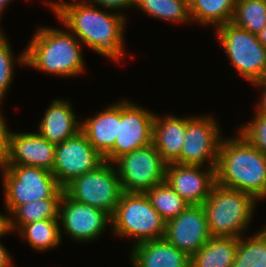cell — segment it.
Here are the masks:
<instances>
[{"mask_svg": "<svg viewBox=\"0 0 266 267\" xmlns=\"http://www.w3.org/2000/svg\"><path fill=\"white\" fill-rule=\"evenodd\" d=\"M104 162L86 135L80 130L75 136L55 146L52 174L64 188L74 178L95 170Z\"/></svg>", "mask_w": 266, "mask_h": 267, "instance_id": "obj_12", "label": "cell"}, {"mask_svg": "<svg viewBox=\"0 0 266 267\" xmlns=\"http://www.w3.org/2000/svg\"><path fill=\"white\" fill-rule=\"evenodd\" d=\"M155 113L127 100L119 102V134L104 161L113 163L123 154L153 143Z\"/></svg>", "mask_w": 266, "mask_h": 267, "instance_id": "obj_11", "label": "cell"}, {"mask_svg": "<svg viewBox=\"0 0 266 267\" xmlns=\"http://www.w3.org/2000/svg\"><path fill=\"white\" fill-rule=\"evenodd\" d=\"M216 184L266 199V154L241 133L222 138L215 168Z\"/></svg>", "mask_w": 266, "mask_h": 267, "instance_id": "obj_2", "label": "cell"}, {"mask_svg": "<svg viewBox=\"0 0 266 267\" xmlns=\"http://www.w3.org/2000/svg\"><path fill=\"white\" fill-rule=\"evenodd\" d=\"M12 0H0V14L3 13V9L7 8L8 4L11 3Z\"/></svg>", "mask_w": 266, "mask_h": 267, "instance_id": "obj_37", "label": "cell"}, {"mask_svg": "<svg viewBox=\"0 0 266 267\" xmlns=\"http://www.w3.org/2000/svg\"><path fill=\"white\" fill-rule=\"evenodd\" d=\"M95 7L79 0L65 2L55 15L82 45L120 63L126 51L124 28L127 19L120 12L111 13Z\"/></svg>", "mask_w": 266, "mask_h": 267, "instance_id": "obj_1", "label": "cell"}, {"mask_svg": "<svg viewBox=\"0 0 266 267\" xmlns=\"http://www.w3.org/2000/svg\"><path fill=\"white\" fill-rule=\"evenodd\" d=\"M241 133L254 147L266 154V114L256 112L254 118L241 125Z\"/></svg>", "mask_w": 266, "mask_h": 267, "instance_id": "obj_30", "label": "cell"}, {"mask_svg": "<svg viewBox=\"0 0 266 267\" xmlns=\"http://www.w3.org/2000/svg\"><path fill=\"white\" fill-rule=\"evenodd\" d=\"M55 146L38 132L14 133V131H9L7 157L4 165L34 166L52 171Z\"/></svg>", "mask_w": 266, "mask_h": 267, "instance_id": "obj_16", "label": "cell"}, {"mask_svg": "<svg viewBox=\"0 0 266 267\" xmlns=\"http://www.w3.org/2000/svg\"><path fill=\"white\" fill-rule=\"evenodd\" d=\"M219 128L216 119L210 114L203 117L188 116L181 155L175 163L216 167L223 138Z\"/></svg>", "mask_w": 266, "mask_h": 267, "instance_id": "obj_10", "label": "cell"}, {"mask_svg": "<svg viewBox=\"0 0 266 267\" xmlns=\"http://www.w3.org/2000/svg\"><path fill=\"white\" fill-rule=\"evenodd\" d=\"M258 200L245 192L215 184L202 204L210 236L239 238L244 236Z\"/></svg>", "mask_w": 266, "mask_h": 267, "instance_id": "obj_4", "label": "cell"}, {"mask_svg": "<svg viewBox=\"0 0 266 267\" xmlns=\"http://www.w3.org/2000/svg\"><path fill=\"white\" fill-rule=\"evenodd\" d=\"M64 192L71 199L112 216L123 191L113 163L104 161L95 170L74 178Z\"/></svg>", "mask_w": 266, "mask_h": 267, "instance_id": "obj_8", "label": "cell"}, {"mask_svg": "<svg viewBox=\"0 0 266 267\" xmlns=\"http://www.w3.org/2000/svg\"><path fill=\"white\" fill-rule=\"evenodd\" d=\"M61 199H42L30 201L19 205L12 213L11 217L1 214L3 224L12 232L20 230L24 225L44 219H58L59 205Z\"/></svg>", "mask_w": 266, "mask_h": 267, "instance_id": "obj_22", "label": "cell"}, {"mask_svg": "<svg viewBox=\"0 0 266 267\" xmlns=\"http://www.w3.org/2000/svg\"><path fill=\"white\" fill-rule=\"evenodd\" d=\"M237 0H190V17L200 25H220L230 23Z\"/></svg>", "mask_w": 266, "mask_h": 267, "instance_id": "obj_23", "label": "cell"}, {"mask_svg": "<svg viewBox=\"0 0 266 267\" xmlns=\"http://www.w3.org/2000/svg\"><path fill=\"white\" fill-rule=\"evenodd\" d=\"M133 7L160 20L192 22L188 0H134Z\"/></svg>", "mask_w": 266, "mask_h": 267, "instance_id": "obj_25", "label": "cell"}, {"mask_svg": "<svg viewBox=\"0 0 266 267\" xmlns=\"http://www.w3.org/2000/svg\"><path fill=\"white\" fill-rule=\"evenodd\" d=\"M203 168L200 165L167 164L165 181L189 205H202L216 184V167Z\"/></svg>", "mask_w": 266, "mask_h": 267, "instance_id": "obj_15", "label": "cell"}, {"mask_svg": "<svg viewBox=\"0 0 266 267\" xmlns=\"http://www.w3.org/2000/svg\"><path fill=\"white\" fill-rule=\"evenodd\" d=\"M238 238L211 236L209 241L190 257V267H232Z\"/></svg>", "mask_w": 266, "mask_h": 267, "instance_id": "obj_21", "label": "cell"}, {"mask_svg": "<svg viewBox=\"0 0 266 267\" xmlns=\"http://www.w3.org/2000/svg\"><path fill=\"white\" fill-rule=\"evenodd\" d=\"M245 237L238 238L232 267H266V228L250 238Z\"/></svg>", "mask_w": 266, "mask_h": 267, "instance_id": "obj_27", "label": "cell"}, {"mask_svg": "<svg viewBox=\"0 0 266 267\" xmlns=\"http://www.w3.org/2000/svg\"><path fill=\"white\" fill-rule=\"evenodd\" d=\"M187 117L155 114L153 144L167 164L175 163L181 155L186 132Z\"/></svg>", "mask_w": 266, "mask_h": 267, "instance_id": "obj_20", "label": "cell"}, {"mask_svg": "<svg viewBox=\"0 0 266 267\" xmlns=\"http://www.w3.org/2000/svg\"><path fill=\"white\" fill-rule=\"evenodd\" d=\"M82 2H85L87 4H98V6H101V8H106L108 11L114 10L119 11L120 8L127 9L132 8L134 6V0H82Z\"/></svg>", "mask_w": 266, "mask_h": 267, "instance_id": "obj_31", "label": "cell"}, {"mask_svg": "<svg viewBox=\"0 0 266 267\" xmlns=\"http://www.w3.org/2000/svg\"><path fill=\"white\" fill-rule=\"evenodd\" d=\"M0 110V169L4 166L7 157V144L9 129L5 124V118Z\"/></svg>", "mask_w": 266, "mask_h": 267, "instance_id": "obj_32", "label": "cell"}, {"mask_svg": "<svg viewBox=\"0 0 266 267\" xmlns=\"http://www.w3.org/2000/svg\"><path fill=\"white\" fill-rule=\"evenodd\" d=\"M60 231L64 230L68 237L80 242L98 239L107 225L111 224V216L105 211L71 199L63 193L59 205ZM109 223V224H108Z\"/></svg>", "mask_w": 266, "mask_h": 267, "instance_id": "obj_13", "label": "cell"}, {"mask_svg": "<svg viewBox=\"0 0 266 267\" xmlns=\"http://www.w3.org/2000/svg\"><path fill=\"white\" fill-rule=\"evenodd\" d=\"M259 42L266 48V26L257 35Z\"/></svg>", "mask_w": 266, "mask_h": 267, "instance_id": "obj_36", "label": "cell"}, {"mask_svg": "<svg viewBox=\"0 0 266 267\" xmlns=\"http://www.w3.org/2000/svg\"><path fill=\"white\" fill-rule=\"evenodd\" d=\"M253 85L263 88V92L260 97L261 99H259V102L256 105L257 109L255 112L266 114V78L264 80L255 82Z\"/></svg>", "mask_w": 266, "mask_h": 267, "instance_id": "obj_34", "label": "cell"}, {"mask_svg": "<svg viewBox=\"0 0 266 267\" xmlns=\"http://www.w3.org/2000/svg\"><path fill=\"white\" fill-rule=\"evenodd\" d=\"M3 224V221H2V219H1V216H0V226Z\"/></svg>", "mask_w": 266, "mask_h": 267, "instance_id": "obj_39", "label": "cell"}, {"mask_svg": "<svg viewBox=\"0 0 266 267\" xmlns=\"http://www.w3.org/2000/svg\"><path fill=\"white\" fill-rule=\"evenodd\" d=\"M34 37L16 58L21 65L61 77L85 71L82 43L69 30L38 27Z\"/></svg>", "mask_w": 266, "mask_h": 267, "instance_id": "obj_3", "label": "cell"}, {"mask_svg": "<svg viewBox=\"0 0 266 267\" xmlns=\"http://www.w3.org/2000/svg\"><path fill=\"white\" fill-rule=\"evenodd\" d=\"M1 14H0V18H1ZM1 27V26H0ZM6 38V34L3 33L2 29L0 28V41Z\"/></svg>", "mask_w": 266, "mask_h": 267, "instance_id": "obj_38", "label": "cell"}, {"mask_svg": "<svg viewBox=\"0 0 266 267\" xmlns=\"http://www.w3.org/2000/svg\"><path fill=\"white\" fill-rule=\"evenodd\" d=\"M110 226L113 235L132 237L136 245L164 238L166 222L152 207L146 193L122 192Z\"/></svg>", "mask_w": 266, "mask_h": 267, "instance_id": "obj_5", "label": "cell"}, {"mask_svg": "<svg viewBox=\"0 0 266 267\" xmlns=\"http://www.w3.org/2000/svg\"><path fill=\"white\" fill-rule=\"evenodd\" d=\"M231 22L258 35L266 26V0H237Z\"/></svg>", "mask_w": 266, "mask_h": 267, "instance_id": "obj_28", "label": "cell"}, {"mask_svg": "<svg viewBox=\"0 0 266 267\" xmlns=\"http://www.w3.org/2000/svg\"><path fill=\"white\" fill-rule=\"evenodd\" d=\"M210 237L202 205H189L177 217L166 222L164 238L189 257L197 253Z\"/></svg>", "mask_w": 266, "mask_h": 267, "instance_id": "obj_14", "label": "cell"}, {"mask_svg": "<svg viewBox=\"0 0 266 267\" xmlns=\"http://www.w3.org/2000/svg\"><path fill=\"white\" fill-rule=\"evenodd\" d=\"M81 121V131L103 158L113 149L119 134V102Z\"/></svg>", "mask_w": 266, "mask_h": 267, "instance_id": "obj_19", "label": "cell"}, {"mask_svg": "<svg viewBox=\"0 0 266 267\" xmlns=\"http://www.w3.org/2000/svg\"><path fill=\"white\" fill-rule=\"evenodd\" d=\"M62 231H60L59 219H44L24 225L18 234L28 241L29 245L44 252L56 248L61 243Z\"/></svg>", "mask_w": 266, "mask_h": 267, "instance_id": "obj_24", "label": "cell"}, {"mask_svg": "<svg viewBox=\"0 0 266 267\" xmlns=\"http://www.w3.org/2000/svg\"><path fill=\"white\" fill-rule=\"evenodd\" d=\"M113 164L123 192L145 193L165 181L167 163L153 143L123 154Z\"/></svg>", "mask_w": 266, "mask_h": 267, "instance_id": "obj_9", "label": "cell"}, {"mask_svg": "<svg viewBox=\"0 0 266 267\" xmlns=\"http://www.w3.org/2000/svg\"><path fill=\"white\" fill-rule=\"evenodd\" d=\"M7 233H11L7 227L2 224L0 226V238ZM1 242V241H0ZM12 257L10 252L0 243V267H13Z\"/></svg>", "mask_w": 266, "mask_h": 267, "instance_id": "obj_33", "label": "cell"}, {"mask_svg": "<svg viewBox=\"0 0 266 267\" xmlns=\"http://www.w3.org/2000/svg\"><path fill=\"white\" fill-rule=\"evenodd\" d=\"M8 215L19 205L42 199H61L64 188L52 172L42 167L4 165L1 168Z\"/></svg>", "mask_w": 266, "mask_h": 267, "instance_id": "obj_6", "label": "cell"}, {"mask_svg": "<svg viewBox=\"0 0 266 267\" xmlns=\"http://www.w3.org/2000/svg\"><path fill=\"white\" fill-rule=\"evenodd\" d=\"M71 105L68 100H52L37 132L55 145L75 136L81 130V122L77 121Z\"/></svg>", "mask_w": 266, "mask_h": 267, "instance_id": "obj_18", "label": "cell"}, {"mask_svg": "<svg viewBox=\"0 0 266 267\" xmlns=\"http://www.w3.org/2000/svg\"><path fill=\"white\" fill-rule=\"evenodd\" d=\"M130 256L133 267H190V257L165 238L133 245Z\"/></svg>", "mask_w": 266, "mask_h": 267, "instance_id": "obj_17", "label": "cell"}, {"mask_svg": "<svg viewBox=\"0 0 266 267\" xmlns=\"http://www.w3.org/2000/svg\"><path fill=\"white\" fill-rule=\"evenodd\" d=\"M152 207L158 212L165 222L177 217L189 204L175 192L166 181L159 183L147 190Z\"/></svg>", "mask_w": 266, "mask_h": 267, "instance_id": "obj_26", "label": "cell"}, {"mask_svg": "<svg viewBox=\"0 0 266 267\" xmlns=\"http://www.w3.org/2000/svg\"><path fill=\"white\" fill-rule=\"evenodd\" d=\"M7 37L0 41V104L6 97L14 78V65L15 60L11 45L8 42Z\"/></svg>", "mask_w": 266, "mask_h": 267, "instance_id": "obj_29", "label": "cell"}, {"mask_svg": "<svg viewBox=\"0 0 266 267\" xmlns=\"http://www.w3.org/2000/svg\"><path fill=\"white\" fill-rule=\"evenodd\" d=\"M215 30L238 74L252 84L266 78V48L259 42L257 35L232 22L220 25Z\"/></svg>", "mask_w": 266, "mask_h": 267, "instance_id": "obj_7", "label": "cell"}, {"mask_svg": "<svg viewBox=\"0 0 266 267\" xmlns=\"http://www.w3.org/2000/svg\"><path fill=\"white\" fill-rule=\"evenodd\" d=\"M45 1V4H48L49 6H51L50 8H51V10H53L54 11V13L60 8V7H62V5L63 4H65V1L63 0H57V2H55V1H49L48 2V0H44Z\"/></svg>", "mask_w": 266, "mask_h": 267, "instance_id": "obj_35", "label": "cell"}]
</instances>
